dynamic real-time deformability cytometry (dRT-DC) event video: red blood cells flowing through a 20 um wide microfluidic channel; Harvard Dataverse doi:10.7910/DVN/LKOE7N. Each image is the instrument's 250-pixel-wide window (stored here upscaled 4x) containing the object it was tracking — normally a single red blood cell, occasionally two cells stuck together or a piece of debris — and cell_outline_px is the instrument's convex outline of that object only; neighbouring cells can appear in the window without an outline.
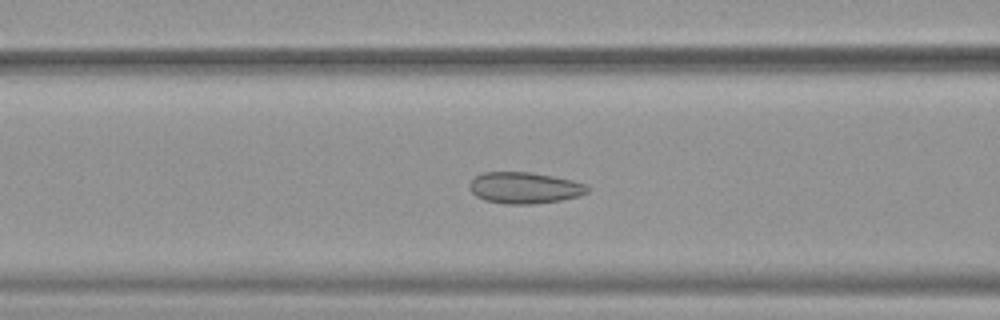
{"species": "common noctule bat (a hibernating species)", "species_latin": "Nyctalus noctula", "temperature_condition": "warm", "stored_images_in_passage": 50, "camera_frame_rate_fps": 3000, "um_per_image_px": 0.085, "animal": {"sex": "female", "body_mass_g": 19.9}, "frame": {"image": 1, "passage_image": 19, "time_ms": 6.0, "image_size_px": [1000, 320], "cell_outline_px": [[588, 192], [580, 196], [560, 200], [532, 204], [504, 204], [484, 200], [476, 196], [468, 188], [468, 184], [476, 176], [484, 172], [532, 172], [572, 180], [588, 184]], "centroid_in_image_um": [44.58, 15.97], "position_along_channel_um": 122.0, "area_um2": 21.68}}
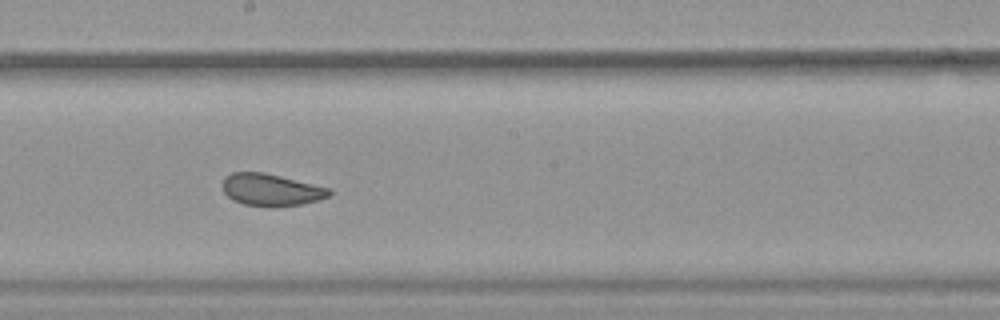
{"frame": {"image": 2, "passage_image": 27, "time_ms": 8.667, "image_size_px": [1000, 320], "cell_outline_px": [[332, 196], [300, 204], [272, 208], [244, 204], [232, 200], [224, 192], [224, 176], [232, 172], [264, 172], [332, 188]], "centroid_in_image_um": [23.08, 16.14], "position_along_channel_um": 225.1, "area_um2": 20.17}}
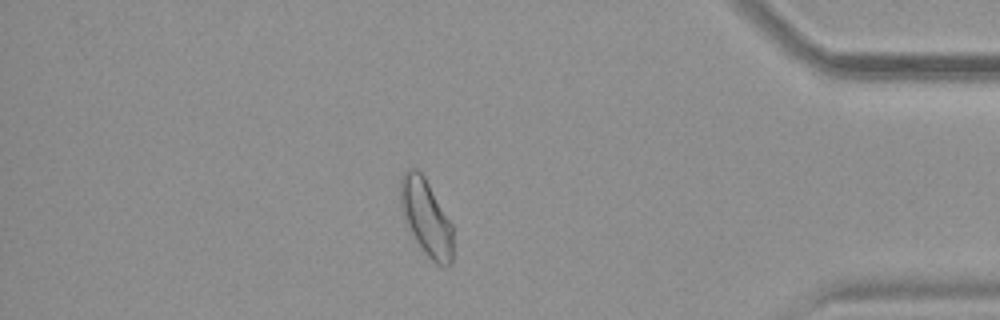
{"frame": {"image": 3, "passage_image": 43, "time_ms": 14.0, "image_size_px": [1000, 320], "cell_outline_px": [[452, 264], [448, 268], [436, 264], [428, 256], [416, 240], [408, 228], [400, 208], [400, 180], [404, 172], [408, 168], [416, 168], [424, 176], [452, 224]], "centroid_in_image_um": [36.22, 18.49], "position_along_channel_um": 399.0, "area_um2": 23.29}, "authors_computed_cell_mechanics": {"area_um2": 22.7443, "velocity_mm_per_s": 3.8746, "shape_relaxation_time_tau1_ms": 9.1957, "shape_relaxation_time_tau2_ms": 1.1045, "deformation_change_tau1": 0.1105, "deformation_change_tau2": 0.0447}}